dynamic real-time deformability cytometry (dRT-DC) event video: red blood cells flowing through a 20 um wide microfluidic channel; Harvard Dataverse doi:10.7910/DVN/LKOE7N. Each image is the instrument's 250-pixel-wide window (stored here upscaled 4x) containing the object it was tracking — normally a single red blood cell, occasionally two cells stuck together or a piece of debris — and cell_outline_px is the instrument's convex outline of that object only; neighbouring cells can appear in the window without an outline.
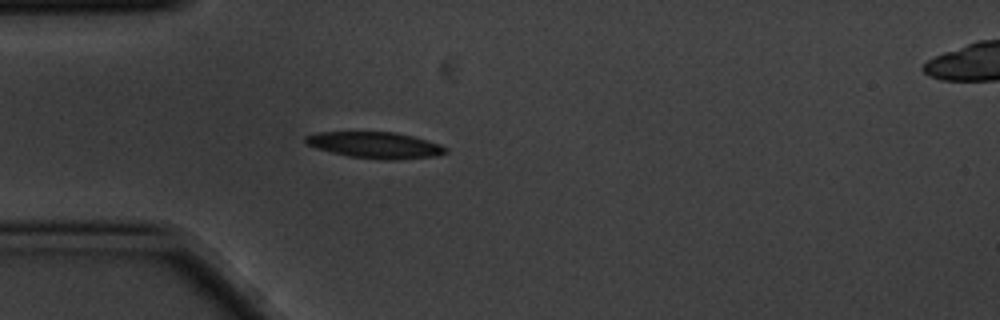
{"species": "common noctule bat (a hibernating species)", "species_latin": "Nyctalus noctula", "temperature_condition": "cold", "stored_images_in_passage": 1, "camera_frame_rate_fps": 3000, "um_per_image_px": 0.085, "animal": {"sex": "male", "body_mass_g": 20.1, "forearm_length_mm": 53.5}, "frame": {"image": 1, "passage_image": 1, "time_ms": 0.0, "image_size_px": [1000, 320], "cell_outline_px": [[448, 152], [440, 156], [396, 160], [384, 160], [348, 156], [316, 148], [308, 144], [304, 140], [304, 136], [316, 132], [396, 132], [412, 136], [440, 144], [448, 148]], "centroid_in_image_um": [31.93, 12.34], "position_along_channel_um": 53.1, "area_um2": 21.62}}